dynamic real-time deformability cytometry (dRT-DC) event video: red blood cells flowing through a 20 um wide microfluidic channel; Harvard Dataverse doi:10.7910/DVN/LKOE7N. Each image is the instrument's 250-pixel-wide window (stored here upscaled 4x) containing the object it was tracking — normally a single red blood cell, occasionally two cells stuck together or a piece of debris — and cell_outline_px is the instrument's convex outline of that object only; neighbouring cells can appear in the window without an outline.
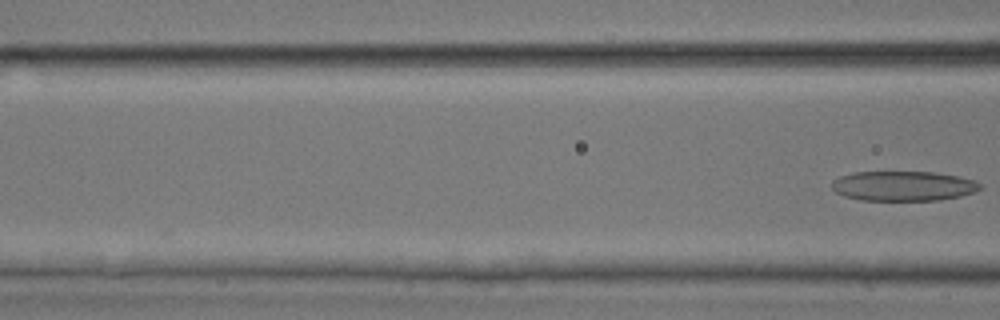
{"species": "common noctule bat (a hibernating species)", "species_latin": "Nyctalus noctula", "temperature_condition": "room temperature", "stored_images_in_passage": 4, "camera_frame_rate_fps": 3000, "um_per_image_px": 0.085, "animal": {"sex": "male", "body_mass_g": 17.9, "forearm_length_mm": 54.2}, "frame": {"image": 1, "passage_image": 4, "time_ms": 1.0, "image_size_px": [1000, 320], "cell_outline_px": [[980, 188], [972, 192], [960, 196], [940, 200], [860, 200], [844, 196], [836, 192], [832, 188], [832, 180], [840, 176], [856, 172], [932, 172], [956, 176], [976, 180], [980, 184]], "centroid_in_image_um": [76.75, 15.81], "position_along_channel_um": 89.9, "area_um2": 25.61}}